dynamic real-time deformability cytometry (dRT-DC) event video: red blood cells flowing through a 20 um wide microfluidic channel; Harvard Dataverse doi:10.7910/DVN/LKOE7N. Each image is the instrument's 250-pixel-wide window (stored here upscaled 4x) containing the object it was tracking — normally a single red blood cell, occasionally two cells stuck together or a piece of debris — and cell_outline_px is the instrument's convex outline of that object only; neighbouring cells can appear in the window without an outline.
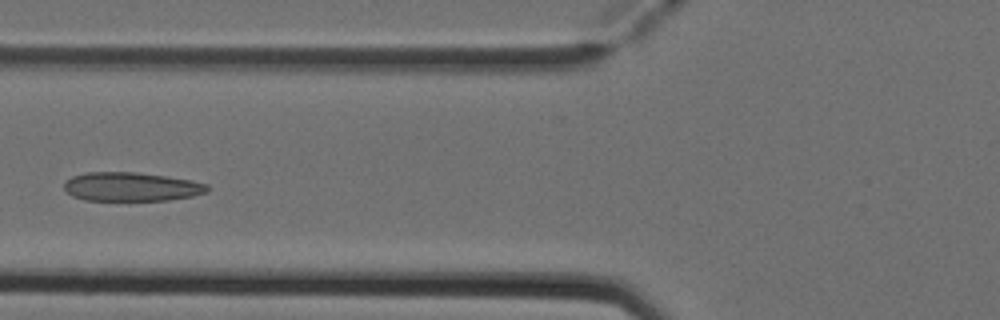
{"species": "Egyptian fruit bat (a non-hibernating species)", "species_latin": "Rousettus aegyptiacus", "temperature_condition": "cold", "stored_images_in_passage": 5, "camera_frame_rate_fps": 3000, "um_per_image_px": 0.085, "animal": {"sex": "female"}, "frame": {"image": 1, "passage_image": 4, "time_ms": 1.0, "image_size_px": [1000, 320], "cell_outline_px": [[212, 188], [208, 192], [192, 196], [168, 200], [84, 200], [72, 196], [64, 188], [64, 180], [72, 176], [88, 172], [136, 172], [192, 180], [208, 184]], "centroid_in_image_um": [11.18, 15.87], "position_along_channel_um": 114.6, "area_um2": 24.22}}